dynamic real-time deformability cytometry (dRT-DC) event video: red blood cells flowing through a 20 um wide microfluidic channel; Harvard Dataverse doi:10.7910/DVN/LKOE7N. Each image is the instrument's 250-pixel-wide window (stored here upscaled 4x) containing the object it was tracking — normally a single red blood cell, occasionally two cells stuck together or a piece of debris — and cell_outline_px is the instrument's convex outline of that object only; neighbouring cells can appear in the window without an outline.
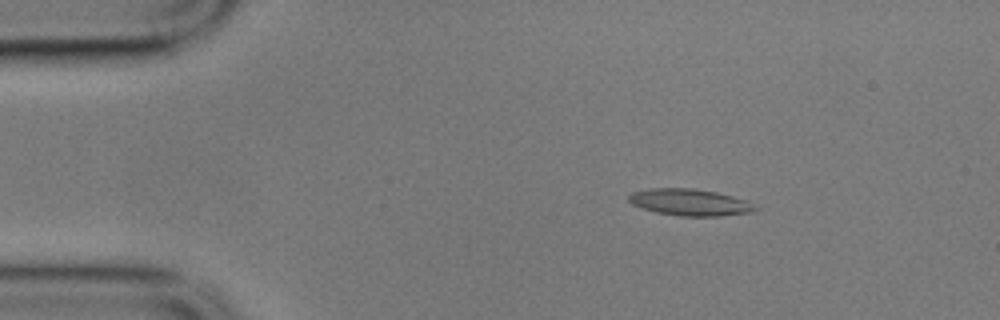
{"species": "common noctule bat (a hibernating species)", "species_latin": "Nyctalus noctula", "temperature_condition": "cold", "stored_images_in_passage": 4, "camera_frame_rate_fps": 3000, "um_per_image_px": 0.085, "animal": {"sex": "male", "body_mass_g": 17.9}, "frame": {"image": 1, "passage_image": 2, "time_ms": 0.333, "image_size_px": [1000, 320], "cell_outline_px": [[760, 208], [748, 212], [720, 216], [680, 216], [656, 212], [632, 204], [628, 200], [628, 196], [632, 192], [648, 188], [692, 188], [716, 192], [748, 200]], "centroid_in_image_um": [58.64, 17.19], "position_along_channel_um": 26.4, "area_um2": 19.65}}